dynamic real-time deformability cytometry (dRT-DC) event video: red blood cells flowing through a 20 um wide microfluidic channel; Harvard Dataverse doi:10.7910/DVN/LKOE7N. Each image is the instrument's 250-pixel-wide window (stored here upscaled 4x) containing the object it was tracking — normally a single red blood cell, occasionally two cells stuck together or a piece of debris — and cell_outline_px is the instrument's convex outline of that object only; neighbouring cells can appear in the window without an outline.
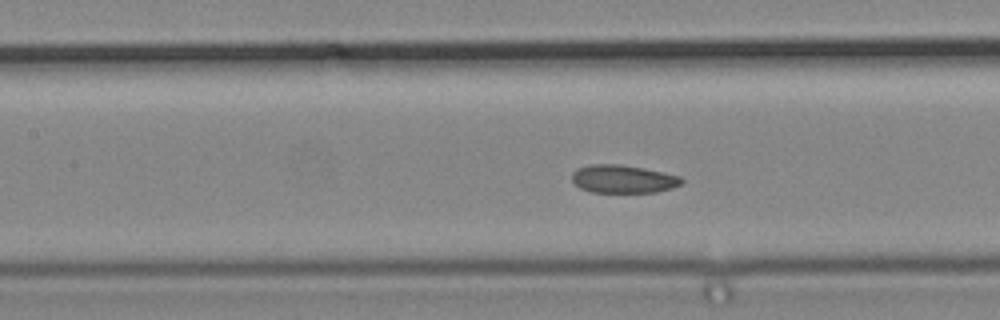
{"species": "common noctule bat (a hibernating species)", "species_latin": "Nyctalus noctula", "temperature_condition": "cold", "stored_images_in_passage": 10, "camera_frame_rate_fps": 3000, "um_per_image_px": 0.085, "animal": {"sex": "male", "body_mass_g": 19.2, "forearm_length_mm": 51.8}, "frame": {"image": 1, "passage_image": 9, "time_ms": 2.667, "image_size_px": [1000, 320], "cell_outline_px": [[684, 180], [680, 184], [672, 188], [656, 192], [592, 192], [580, 188], [572, 180], [572, 172], [576, 168], [588, 164], [620, 164], [644, 168], [680, 176]], "centroid_in_image_um": [52.94, 15.2], "position_along_channel_um": 154.5, "area_um2": 17.98}}